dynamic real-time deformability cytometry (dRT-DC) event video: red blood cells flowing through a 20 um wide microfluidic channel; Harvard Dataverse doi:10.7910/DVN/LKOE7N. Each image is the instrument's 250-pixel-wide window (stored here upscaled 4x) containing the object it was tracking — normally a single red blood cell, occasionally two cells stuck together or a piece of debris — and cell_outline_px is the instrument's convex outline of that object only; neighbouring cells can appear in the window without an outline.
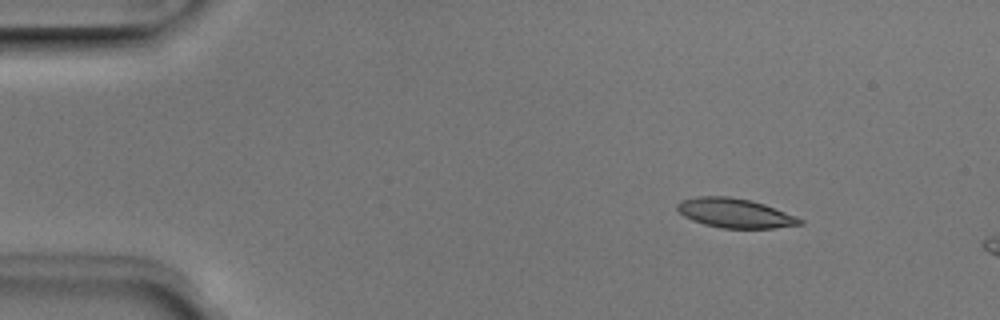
{"species": "Egyptian fruit bat (a non-hibernating species)", "species_latin": "Rousettus aegyptiacus", "temperature_condition": "room temperature", "stored_images_in_passage": 4, "camera_frame_rate_fps": 3000, "um_per_image_px": 0.085, "animal": {"sex": "male"}, "frame": {"image": 1, "passage_image": 2, "time_ms": 0.333, "image_size_px": [1000, 320], "cell_outline_px": [[804, 224], [772, 228], [720, 228], [704, 224], [692, 220], [684, 216], [676, 208], [676, 204], [680, 200], [696, 196], [728, 196], [752, 200], [764, 204], [796, 216], [804, 220]], "centroid_in_image_um": [62.46, 18.1], "position_along_channel_um": 22.5, "area_um2": 21.1}}